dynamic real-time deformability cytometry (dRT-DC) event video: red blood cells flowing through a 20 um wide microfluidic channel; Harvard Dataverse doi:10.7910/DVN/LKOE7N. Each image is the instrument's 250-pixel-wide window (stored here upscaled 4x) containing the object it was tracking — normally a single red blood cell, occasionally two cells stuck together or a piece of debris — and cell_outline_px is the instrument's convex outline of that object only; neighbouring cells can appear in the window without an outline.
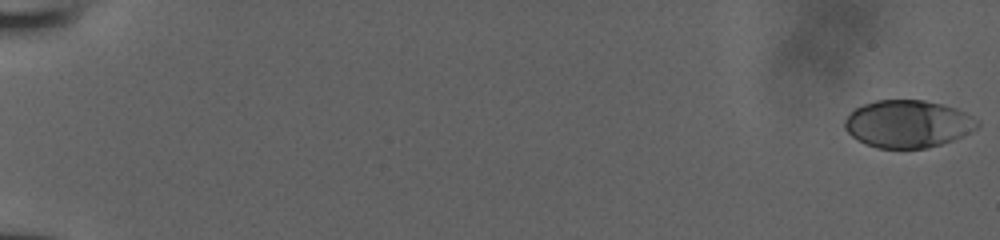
{"species": "human", "species_latin": "Homo sapiens", "temperature_condition": "room temperature", "stored_images_in_passage": 53, "camera_frame_rate_fps": 3000, "um_per_image_px": 0.085, "donor": {"sex": "male"}, "frame": {"image": 1, "passage_image": 1, "time_ms": 0.0, "image_size_px": [1000, 240], "cell_outline_px": [[980, 124], [976, 128], [952, 140], [928, 148], [876, 148], [864, 144], [852, 136], [844, 128], [844, 120], [856, 108], [864, 104], [876, 100], [924, 100], [956, 108], [980, 120]], "centroid_in_image_um": [77.15, 10.53], "position_along_channel_um": 7.8, "area_um2": 36.53}}
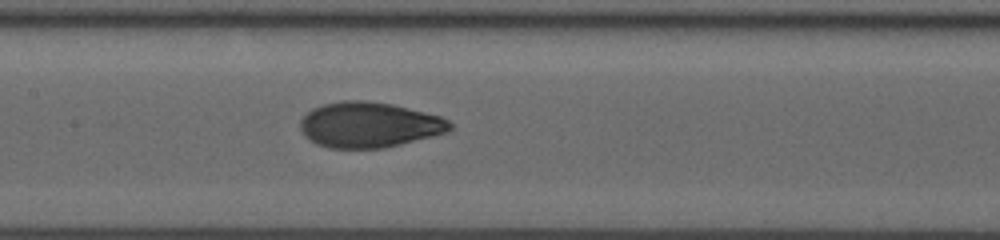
{"frame": {"image": 2, "passage_image": 29, "time_ms": 9.333, "image_size_px": [1000, 240], "cell_outline_px": [[452, 128], [448, 132], [384, 148], [328, 148], [316, 144], [304, 136], [300, 128], [300, 120], [312, 108], [324, 104], [344, 100], [364, 100], [392, 104], [440, 116], [448, 120], [452, 124]], "centroid_in_image_um": [31.35, 10.61], "position_along_channel_um": 176.0, "area_um2": 39.59}}
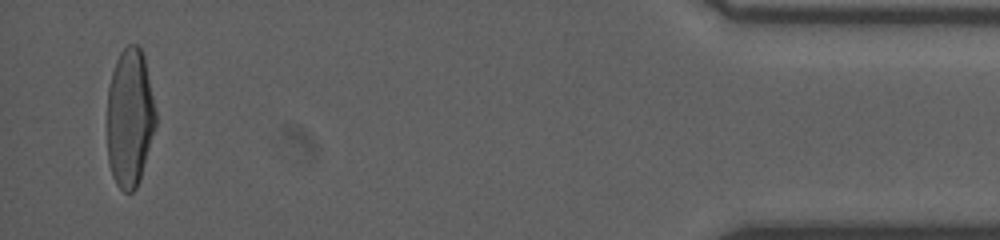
{"frame": {"image": 3, "passage_image": 52, "time_ms": 17.0, "image_size_px": [1000, 240], "cell_outline_px": [[156, 128], [136, 188], [132, 192], [124, 192], [116, 184], [112, 176], [108, 160], [108, 88], [112, 72], [116, 60], [120, 52], [128, 44], [136, 44], [140, 48], [144, 56], [156, 112]], "centroid_in_image_um": [11.03, 10.01], "position_along_channel_um": 424.2, "area_um2": 39.07}}